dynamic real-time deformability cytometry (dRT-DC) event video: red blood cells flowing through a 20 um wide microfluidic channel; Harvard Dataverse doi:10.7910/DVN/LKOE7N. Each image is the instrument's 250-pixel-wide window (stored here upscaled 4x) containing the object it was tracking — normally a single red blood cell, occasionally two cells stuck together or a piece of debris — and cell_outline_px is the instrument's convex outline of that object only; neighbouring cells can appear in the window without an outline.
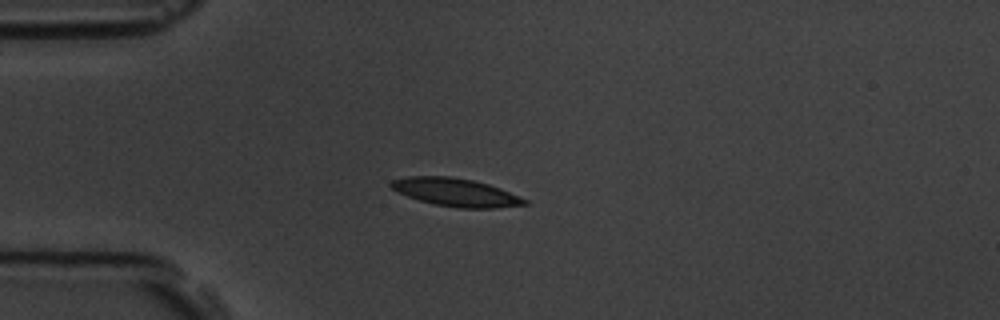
{"species": "common noctule bat (a hibernating species)", "species_latin": "Nyctalus noctula", "temperature_condition": "room temperature", "stored_images_in_passage": 8, "camera_frame_rate_fps": 3000, "um_per_image_px": 0.085, "animal": {"sex": "male", "body_mass_g": 19.5, "forearm_length_mm": 54.6}, "frame": {"image": 1, "passage_image": 4, "time_ms": 3.667, "image_size_px": [1000, 320], "cell_outline_px": [[528, 204], [496, 208], [456, 208], [432, 204], [396, 192], [388, 184], [392, 180], [408, 176], [452, 176], [472, 180], [488, 184], [500, 188], [520, 196], [528, 200]], "centroid_in_image_um": [38.73, 16.35], "position_along_channel_um": 46.3, "area_um2": 21.96}}
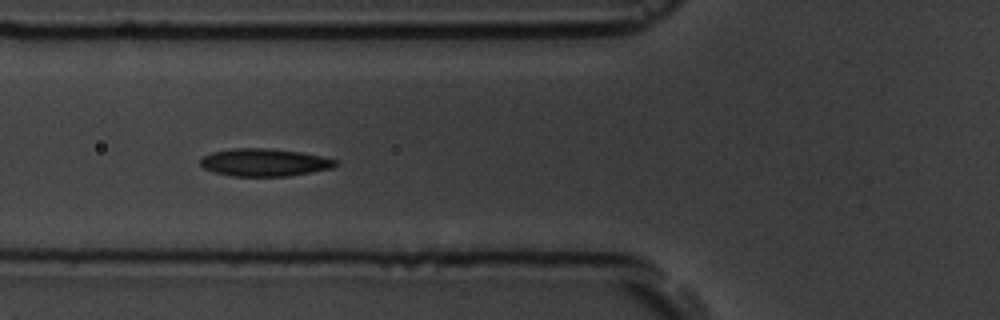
{"frame": {"image": 2, "passage_image": 6, "time_ms": 5.667, "image_size_px": [1000, 320], "cell_outline_px": [[340, 160], [332, 168], [288, 176], [232, 176], [212, 172], [204, 168], [200, 164], [200, 160], [204, 156], [212, 152], [232, 148], [268, 148], [300, 152]], "centroid_in_image_um": [22.46, 13.8], "position_along_channel_um": 103.3, "area_um2": 21.73}}
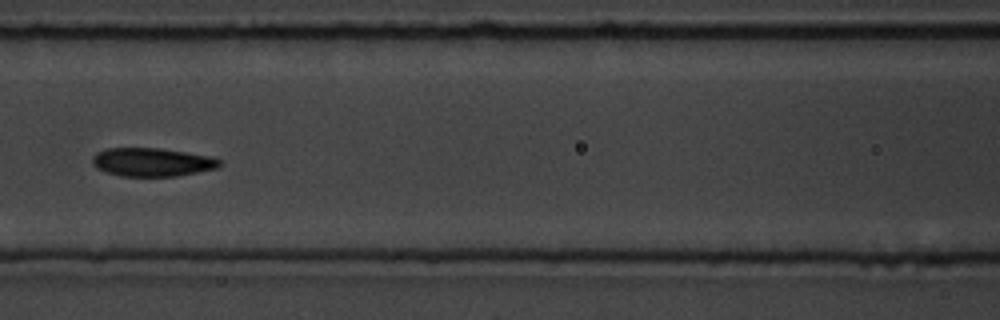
{"frame": {"image": 3, "passage_image": 7, "time_ms": 7.0, "image_size_px": [1000, 320], "cell_outline_px": [[224, 160], [216, 168], [176, 176], [120, 176], [104, 172], [96, 168], [92, 164], [92, 156], [96, 152], [108, 148], [160, 148], [212, 156]], "centroid_in_image_um": [12.91, 13.77], "position_along_channel_um": 153.7, "area_um2": 21.27}}